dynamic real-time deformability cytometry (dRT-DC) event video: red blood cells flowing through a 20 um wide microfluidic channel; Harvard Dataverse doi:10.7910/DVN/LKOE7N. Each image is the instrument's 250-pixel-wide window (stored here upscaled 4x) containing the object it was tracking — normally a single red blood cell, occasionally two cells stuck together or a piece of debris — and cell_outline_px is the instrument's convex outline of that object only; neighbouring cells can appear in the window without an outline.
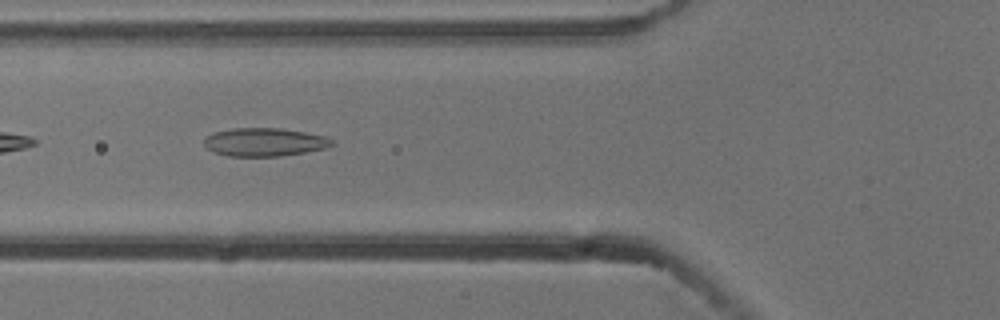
{"species": "common noctule bat (a hibernating species)", "species_latin": "Nyctalus noctula", "temperature_condition": "cold", "stored_images_in_passage": 7, "camera_frame_rate_fps": 3000, "um_per_image_px": 0.085, "animal": {"sex": "male", "body_mass_g": 13.3}, "frame": {"image": 1, "passage_image": 2, "time_ms": 0.333, "image_size_px": [1000, 320], "cell_outline_px": [[336, 144], [328, 148], [280, 156], [228, 156], [212, 152], [204, 144], [204, 140], [208, 136], [216, 132], [232, 128], [280, 128], [304, 132], [324, 136], [332, 140]], "centroid_in_image_um": [22.5, 12.08], "position_along_channel_um": 103.3, "area_um2": 20.98}}
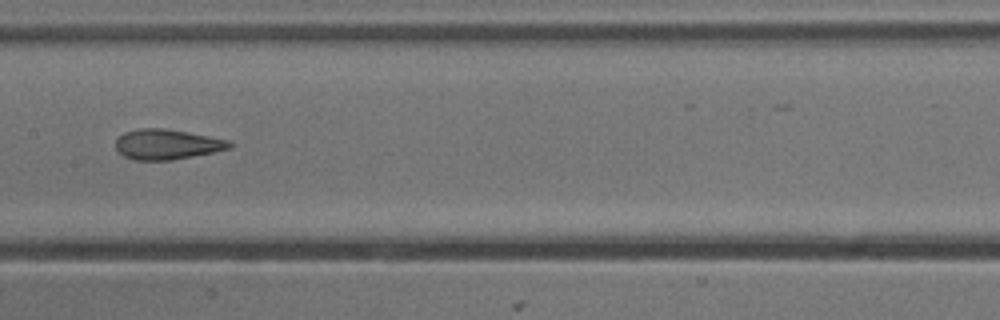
{"frame": {"image": 2, "passage_image": 4, "time_ms": 1.0, "image_size_px": [1000, 320], "cell_outline_px": [[232, 148], [172, 160], [136, 160], [124, 156], [116, 148], [116, 140], [124, 132], [140, 128], [164, 128], [188, 132], [228, 140], [232, 144]], "centroid_in_image_um": [14.19, 12.26], "position_along_channel_um": 193.2, "area_um2": 19.83}}
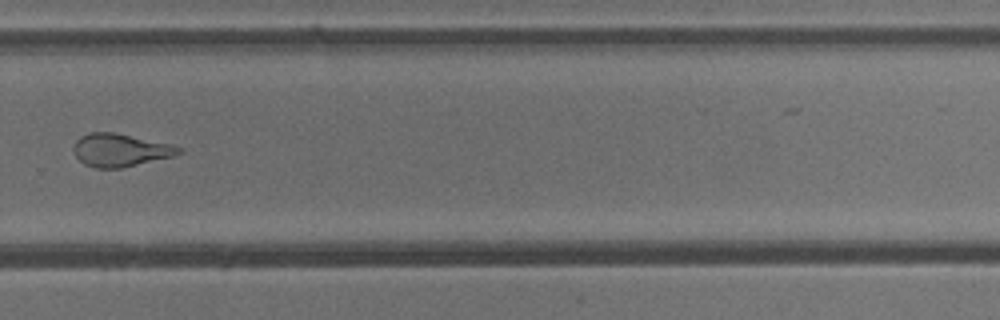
{"frame": {"image": 3, "passage_image": 7, "time_ms": 2.0, "image_size_px": [1000, 320], "cell_outline_px": [[184, 152], [172, 156], [120, 168], [96, 168], [84, 164], [76, 156], [72, 148], [76, 140], [80, 136], [92, 132], [112, 132], [168, 144], [184, 148]], "centroid_in_image_um": [10.19, 12.76], "position_along_channel_um": 319.6, "area_um2": 19.83}}